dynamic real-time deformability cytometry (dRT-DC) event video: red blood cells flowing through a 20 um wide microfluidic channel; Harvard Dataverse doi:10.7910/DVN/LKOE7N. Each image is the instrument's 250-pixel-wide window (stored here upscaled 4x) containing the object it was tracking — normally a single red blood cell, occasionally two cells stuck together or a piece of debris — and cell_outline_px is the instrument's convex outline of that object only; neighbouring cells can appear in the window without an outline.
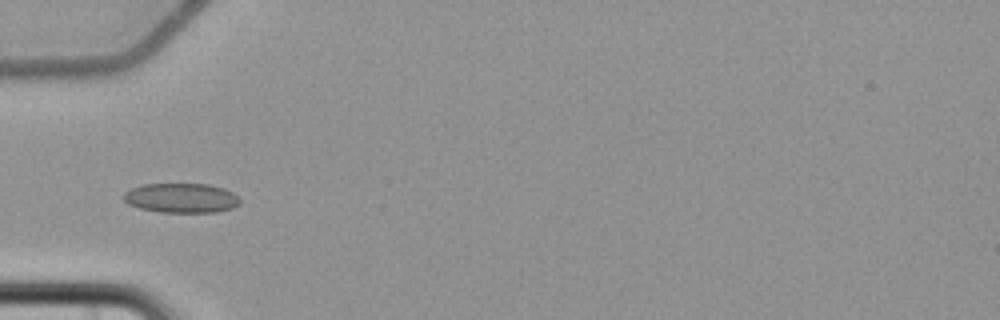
{"species": "common noctule bat (a hibernating species)", "species_latin": "Nyctalus noctula", "temperature_condition": "cold", "stored_images_in_passage": 3, "camera_frame_rate_fps": 3000, "um_per_image_px": 0.085, "animal": {"sex": "female", "body_mass_g": 22.7, "forearm_length_mm": 54.2}, "frame": {"image": 1, "passage_image": 3, "time_ms": 2.667, "image_size_px": [1000, 320], "cell_outline_px": [[240, 204], [232, 208], [216, 212], [160, 212], [140, 208], [128, 204], [124, 200], [124, 192], [132, 188], [144, 184], [208, 184], [224, 188], [232, 192], [240, 200]], "centroid_in_image_um": [15.41, 16.83], "position_along_channel_um": 69.6, "area_um2": 20.0}}